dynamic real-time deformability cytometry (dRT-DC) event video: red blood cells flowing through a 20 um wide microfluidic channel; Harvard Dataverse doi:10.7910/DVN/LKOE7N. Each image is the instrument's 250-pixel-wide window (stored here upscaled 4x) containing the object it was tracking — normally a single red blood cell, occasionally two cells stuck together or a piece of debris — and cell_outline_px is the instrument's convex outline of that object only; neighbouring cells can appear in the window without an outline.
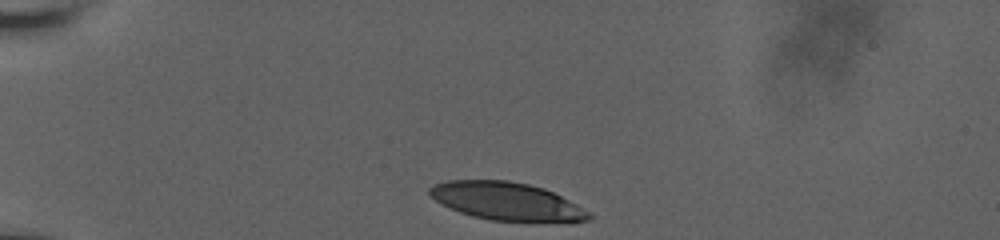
{"species": "human", "species_latin": "Homo sapiens", "temperature_condition": "room temperature", "stored_images_in_passage": 58, "camera_frame_rate_fps": 3000, "um_per_image_px": 0.085, "donor": {"sex": "male"}, "frame": {"image": 1, "passage_image": 1, "time_ms": 0.0, "image_size_px": [1000, 240], "cell_outline_px": [[592, 220], [572, 224], [532, 224], [488, 220], [472, 216], [460, 212], [440, 204], [428, 192], [428, 188], [436, 184], [448, 180], [508, 180], [528, 184], [544, 188], [592, 212]], "centroid_in_image_um": [43.21, 17.18], "position_along_channel_um": 41.8, "area_um2": 36.65}}
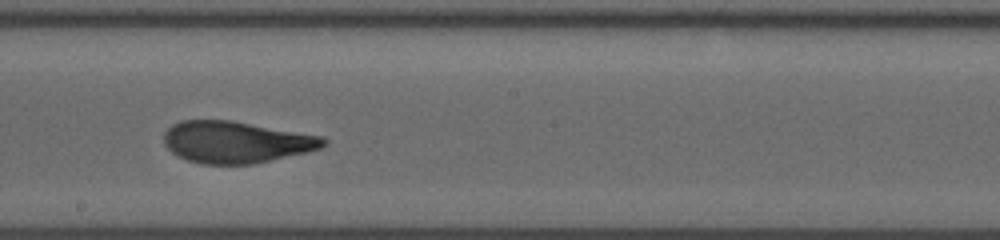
{"frame": {"image": 2, "passage_image": 33, "time_ms": 6.333, "image_size_px": [1000, 240], "cell_outline_px": [[328, 144], [320, 148], [308, 152], [252, 164], [204, 164], [188, 160], [172, 152], [164, 144], [164, 132], [172, 124], [180, 120], [232, 120], [324, 136], [328, 140]], "centroid_in_image_um": [20.1, 12.06], "position_along_channel_um": 228.1, "area_um2": 38.96}}
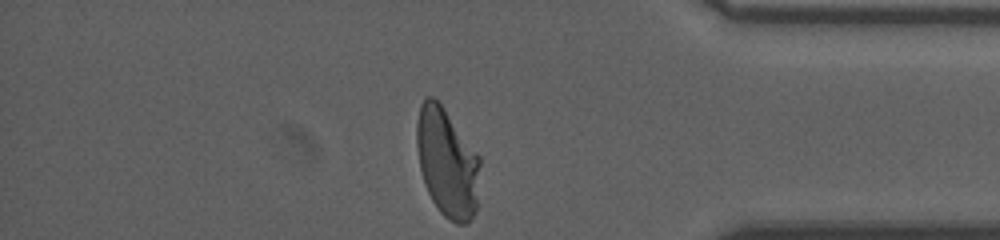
{"frame": {"image": 3, "passage_image": 57, "time_ms": 11.333, "image_size_px": [1000, 240], "cell_outline_px": [[480, 164], [476, 208], [472, 216], [464, 224], [456, 224], [448, 220], [440, 212], [432, 200], [424, 184], [420, 168], [416, 144], [416, 124], [420, 104], [424, 96], [432, 96], [440, 104], [480, 156]], "centroid_in_image_um": [37.98, 13.82], "position_along_channel_um": 397.2, "area_um2": 40.0}, "authors_computed_cell_mechanics": {"area_um2": 39.2462, "velocity_mm_per_s": 3.7706, "shape_relaxation_time_tau1_ms": 6.9028, "shape_relaxation_time_tau2_ms": 0.9085, "deformation_change_tau1": 0.2314, "deformation_change_tau2": 0.0781}}